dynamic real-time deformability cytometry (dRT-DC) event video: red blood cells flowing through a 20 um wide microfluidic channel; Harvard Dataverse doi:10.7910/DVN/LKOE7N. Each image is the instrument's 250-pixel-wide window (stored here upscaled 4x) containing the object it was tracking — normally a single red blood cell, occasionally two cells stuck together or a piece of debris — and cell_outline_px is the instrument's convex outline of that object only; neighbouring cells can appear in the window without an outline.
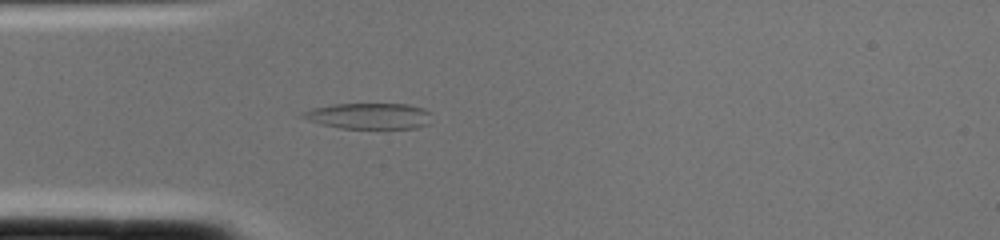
{"species": "common noctule bat (a hibernating species)", "species_latin": "Nyctalus noctula", "temperature_condition": "cold", "stored_images_in_passage": 2, "camera_frame_rate_fps": 3000, "um_per_image_px": 0.085, "animal": {"sex": "female", "body_mass_g": 22.0, "forearm_length_mm": 56.7}, "frame": {"image": 1, "passage_image": 2, "time_ms": 0.333, "image_size_px": [1000, 240], "cell_outline_px": [[432, 112], [428, 124], [416, 128], [340, 128], [320, 124], [308, 120], [300, 116], [300, 112], [312, 108], [332, 104], [408, 104], [424, 108]], "centroid_in_image_um": [31.36, 9.85], "position_along_channel_um": 53.6, "area_um2": 19.65}}